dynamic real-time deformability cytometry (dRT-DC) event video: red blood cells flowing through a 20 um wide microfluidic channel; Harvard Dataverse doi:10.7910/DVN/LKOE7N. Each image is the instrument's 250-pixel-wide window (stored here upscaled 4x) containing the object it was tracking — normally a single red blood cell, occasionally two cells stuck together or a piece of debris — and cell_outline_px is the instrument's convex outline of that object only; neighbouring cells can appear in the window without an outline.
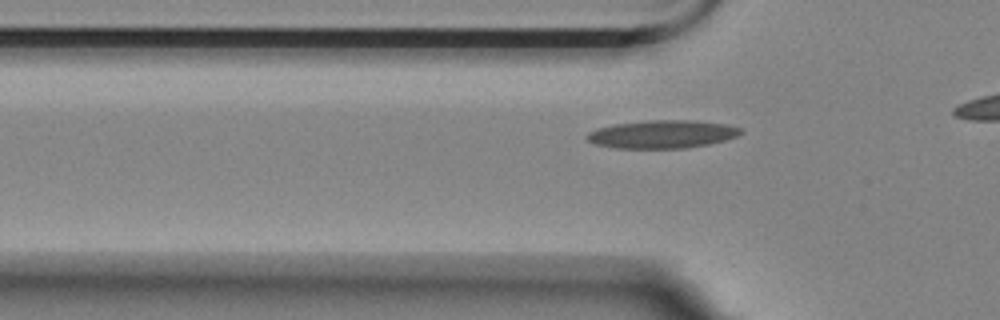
{"species": "Egyptian fruit bat (a non-hibernating species)", "species_latin": "Rousettus aegyptiacus", "temperature_condition": "room temperature", "stored_images_in_passage": 19, "camera_frame_rate_fps": 3000, "um_per_image_px": 0.085, "animal": {"sex": "female"}, "frame": {"image": 1, "passage_image": 12, "time_ms": 3.667, "image_size_px": [1000, 320], "cell_outline_px": [[744, 132], [736, 136], [724, 140], [708, 144], [688, 148], [616, 148], [596, 144], [588, 140], [584, 136], [588, 132], [596, 128], [616, 124], [648, 120], [692, 120], [724, 124], [740, 128]], "centroid_in_image_um": [56.26, 11.41], "position_along_channel_um": 69.5, "area_um2": 25.03}}
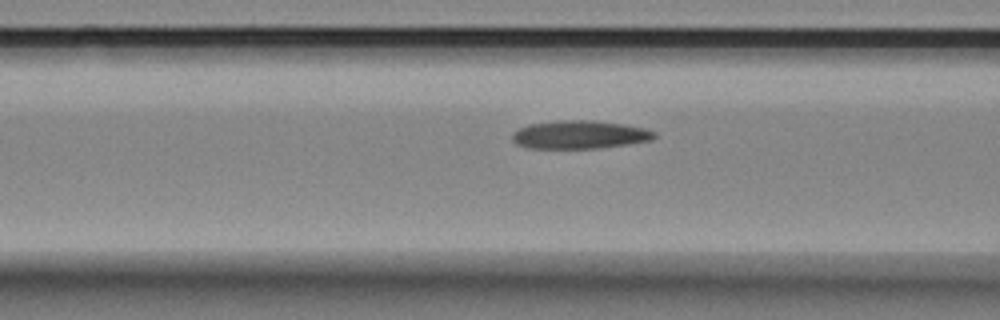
{"frame": {"image": 2, "passage_image": 16, "time_ms": 5.0, "image_size_px": [1000, 320], "cell_outline_px": [[656, 136], [652, 140], [628, 144], [600, 148], [528, 148], [516, 144], [512, 140], [512, 132], [528, 124], [556, 120], [592, 120], [624, 124], [644, 128], [656, 132]], "centroid_in_image_um": [49.25, 11.44], "position_along_channel_um": 117.3, "area_um2": 23.52}}